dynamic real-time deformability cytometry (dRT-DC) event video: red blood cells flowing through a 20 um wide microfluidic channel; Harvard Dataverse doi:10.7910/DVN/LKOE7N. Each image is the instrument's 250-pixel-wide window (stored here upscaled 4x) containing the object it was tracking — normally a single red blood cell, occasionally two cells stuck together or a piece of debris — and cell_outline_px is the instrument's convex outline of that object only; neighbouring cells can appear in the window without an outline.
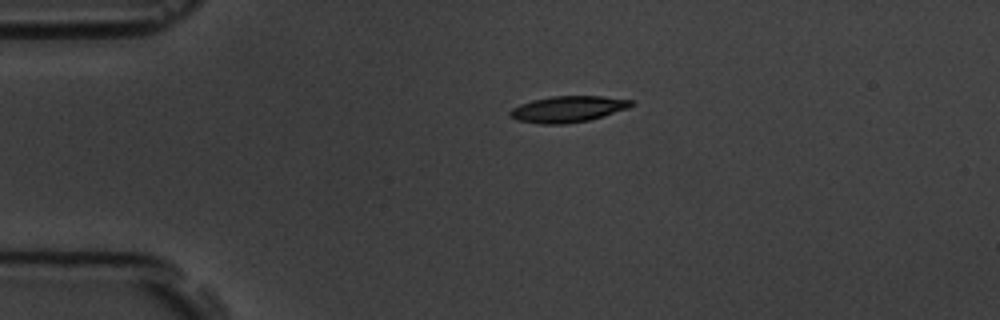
{"species": "common noctule bat (a hibernating species)", "species_latin": "Nyctalus noctula", "temperature_condition": "room temperature", "stored_images_in_passage": 2, "camera_frame_rate_fps": 3000, "um_per_image_px": 0.085, "animal": {"sex": "male", "body_mass_g": 19.5, "forearm_length_mm": 54.6}, "frame": {"image": 1, "passage_image": 1, "time_ms": 0.0, "image_size_px": [1000, 320], "cell_outline_px": [[636, 100], [628, 108], [588, 120], [564, 124], [540, 124], [516, 120], [508, 116], [508, 112], [512, 108], [520, 104], [532, 100], [552, 96], [600, 96]], "centroid_in_image_um": [48.23, 9.27], "position_along_channel_um": 36.8, "area_um2": 18.5}}